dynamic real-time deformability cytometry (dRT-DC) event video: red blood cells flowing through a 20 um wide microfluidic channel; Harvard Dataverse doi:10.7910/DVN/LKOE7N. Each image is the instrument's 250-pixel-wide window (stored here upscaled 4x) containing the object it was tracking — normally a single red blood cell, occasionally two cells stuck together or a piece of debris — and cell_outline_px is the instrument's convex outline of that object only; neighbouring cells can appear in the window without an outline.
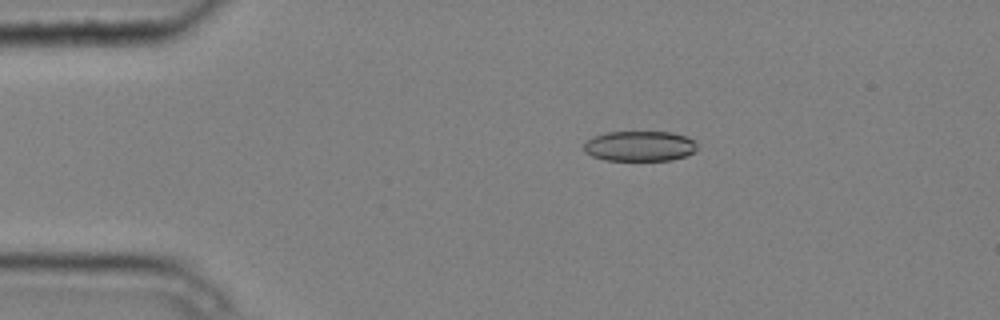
{"species": "common noctule bat (a hibernating species)", "species_latin": "Nyctalus noctula", "temperature_condition": "cold", "stored_images_in_passage": 9, "camera_frame_rate_fps": 3000, "um_per_image_px": 0.085, "animal": {"sex": "male", "body_mass_g": 20.4}, "frame": {"image": 1, "passage_image": 3, "time_ms": 0.667, "image_size_px": [1000, 320], "cell_outline_px": [[696, 152], [672, 160], [604, 160], [592, 156], [584, 152], [584, 144], [588, 140], [596, 136], [608, 132], [672, 132], [684, 136], [692, 140], [696, 144]], "centroid_in_image_um": [54.37, 12.42], "position_along_channel_um": 30.6, "area_um2": 19.83}}
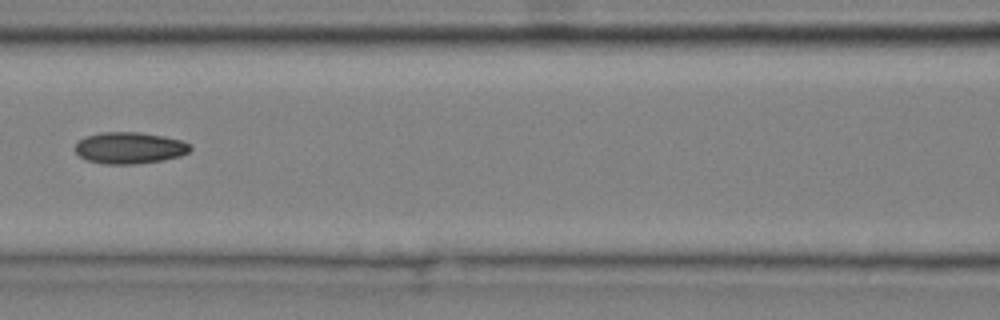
{"frame": {"image": 2, "passage_image": 6, "time_ms": 1.667, "image_size_px": [1000, 320], "cell_outline_px": [[192, 148], [188, 152], [180, 156], [164, 160], [136, 164], [104, 164], [88, 160], [80, 156], [76, 152], [76, 144], [80, 140], [88, 136], [100, 132], [140, 132], [164, 136], [180, 140], [192, 144]], "centroid_in_image_um": [11.06, 12.57], "position_along_channel_um": 155.5, "area_um2": 21.15}}
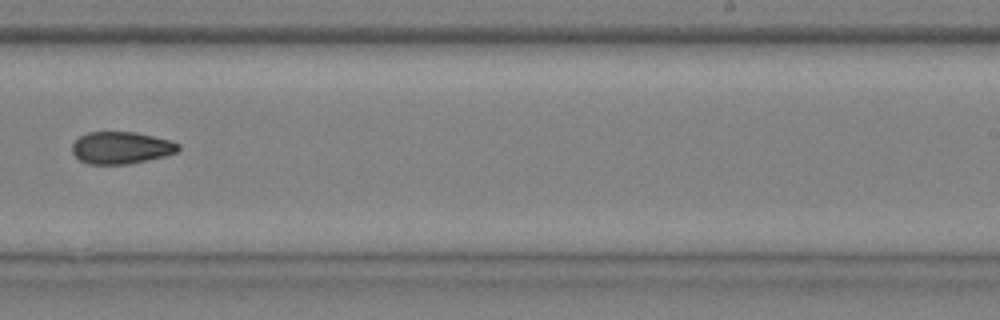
{"frame": {"image": 3, "passage_image": 9, "time_ms": 2.667, "image_size_px": [1000, 320], "cell_outline_px": [[180, 148], [176, 152], [164, 156], [148, 160], [128, 164], [88, 164], [80, 160], [72, 152], [72, 144], [80, 136], [88, 132], [136, 132], [172, 140], [180, 144]], "centroid_in_image_um": [10.31, 12.55], "position_along_channel_um": 278.7, "area_um2": 19.94}}